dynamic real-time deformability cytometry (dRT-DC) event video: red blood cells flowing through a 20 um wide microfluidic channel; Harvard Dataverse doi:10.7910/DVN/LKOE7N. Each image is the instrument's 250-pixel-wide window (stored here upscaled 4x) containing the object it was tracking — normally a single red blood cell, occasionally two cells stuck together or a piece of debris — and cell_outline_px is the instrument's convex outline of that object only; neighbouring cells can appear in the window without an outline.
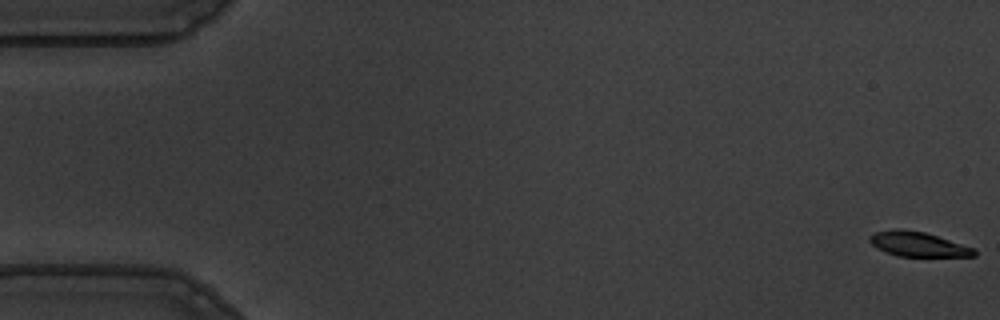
{"species": "common noctule bat (a hibernating species)", "species_latin": "Nyctalus noctula", "temperature_condition": "warm", "stored_images_in_passage": 56, "camera_frame_rate_fps": 3000, "um_per_image_px": 0.085, "animal": {"sex": "male", "body_mass_g": 19.5, "forearm_length_mm": 54.6}, "frame": {"image": 1, "passage_image": 1, "time_ms": 0.0, "image_size_px": [1000, 320], "cell_outline_px": [[976, 256], [900, 256], [876, 248], [868, 240], [868, 236], [876, 232], [892, 228], [900, 228], [924, 232], [972, 248], [976, 252]], "centroid_in_image_um": [77.95, 20.74], "position_along_channel_um": 7.1, "area_um2": 14.74}}
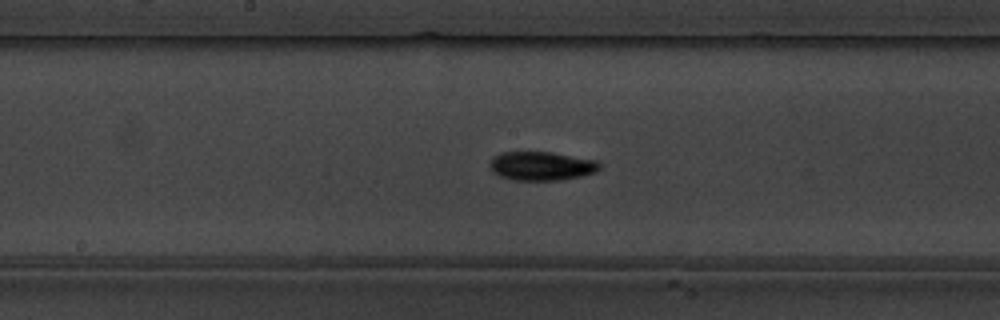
{"frame": {"image": 2, "passage_image": 29, "time_ms": 9.333, "image_size_px": [1000, 320], "cell_outline_px": [[600, 168], [596, 172], [584, 176], [560, 180], [512, 180], [500, 176], [492, 172], [492, 156], [500, 152], [552, 152], [596, 160], [600, 164]], "centroid_in_image_um": [46.05, 14.11], "position_along_channel_um": 202.1, "area_um2": 18.5}}
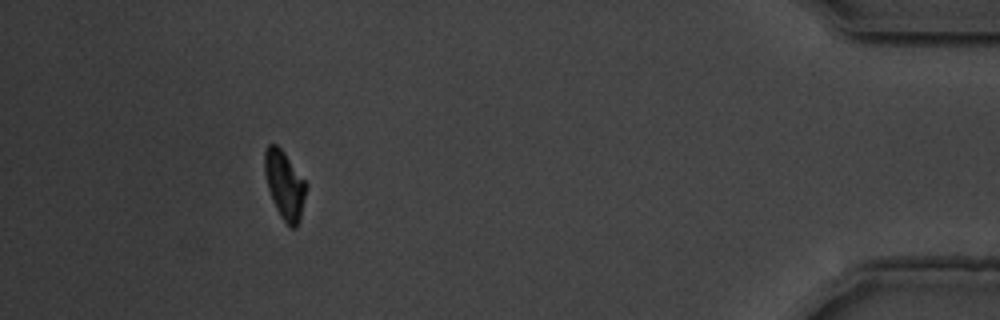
{"frame": {"image": 3, "passage_image": 51, "time_ms": 16.667, "image_size_px": [1000, 320], "cell_outline_px": [[308, 184], [300, 220], [296, 228], [288, 228], [280, 216], [272, 200], [268, 188], [264, 172], [264, 152], [268, 144], [276, 144], [284, 152]], "centroid_in_image_um": [24.2, 15.75], "position_along_channel_um": 411.0, "area_um2": 16.7}, "authors_computed_cell_mechanics": {"area_um2": 17.3111, "velocity_mm_per_s": 3.6491, "shape_relaxation_time_tau1_ms": 3.3806, "shape_relaxation_time_tau2_ms": 3.5206, "deformation_change_tau1": 0.146, "deformation_change_tau2": 0.072}}